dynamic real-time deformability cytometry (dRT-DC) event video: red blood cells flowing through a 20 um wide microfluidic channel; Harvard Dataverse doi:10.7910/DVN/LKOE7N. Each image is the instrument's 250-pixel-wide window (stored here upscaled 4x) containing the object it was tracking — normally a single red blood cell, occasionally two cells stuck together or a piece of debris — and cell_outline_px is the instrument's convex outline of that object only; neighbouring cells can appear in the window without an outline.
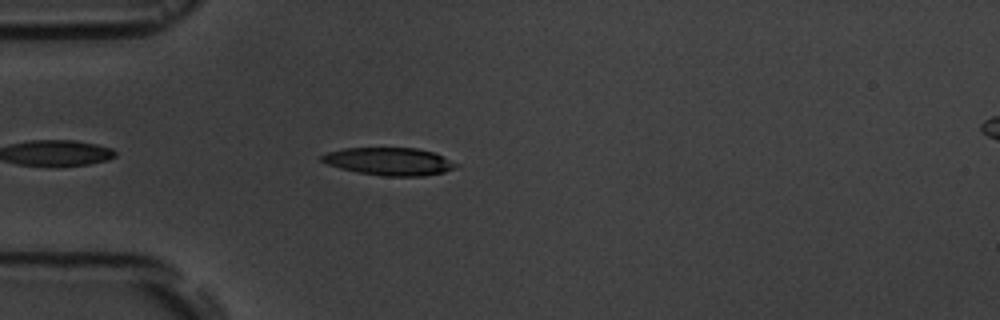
{"species": "common noctule bat (a hibernating species)", "species_latin": "Nyctalus noctula", "temperature_condition": "room temperature", "stored_images_in_passage": 4, "camera_frame_rate_fps": 3000, "um_per_image_px": 0.085, "animal": {"sex": "male", "body_mass_g": 19.5, "forearm_length_mm": 54.6}, "frame": {"image": 1, "passage_image": 4, "time_ms": 3.333, "image_size_px": [1000, 320], "cell_outline_px": [[460, 164], [456, 168], [444, 172], [424, 176], [384, 176], [360, 172], [340, 168], [328, 164], [320, 160], [320, 156], [328, 152], [344, 148], [416, 148], [432, 152], [444, 156]], "centroid_in_image_um": [33.13, 13.72], "position_along_channel_um": 51.9, "area_um2": 21.62}}